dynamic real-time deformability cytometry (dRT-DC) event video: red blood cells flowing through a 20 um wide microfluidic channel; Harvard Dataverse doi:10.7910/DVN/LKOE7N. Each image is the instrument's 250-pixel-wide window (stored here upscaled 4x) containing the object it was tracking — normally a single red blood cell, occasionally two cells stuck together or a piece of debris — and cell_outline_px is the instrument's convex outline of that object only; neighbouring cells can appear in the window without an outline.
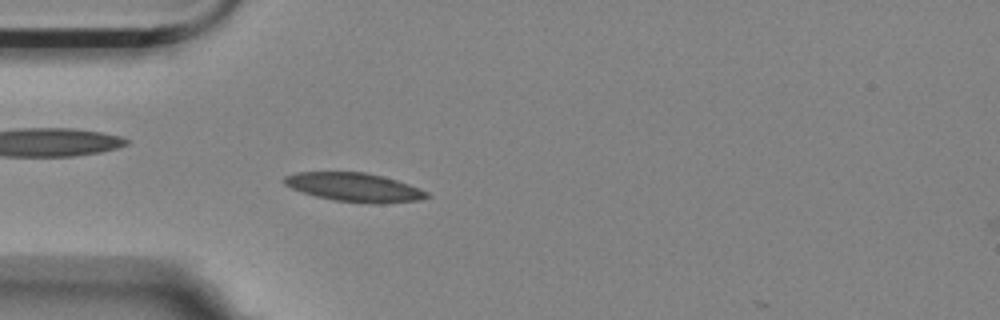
{"species": "Egyptian fruit bat (a non-hibernating species)", "species_latin": "Rousettus aegyptiacus", "temperature_condition": "room temperature", "stored_images_in_passage": 4, "camera_frame_rate_fps": 3000, "um_per_image_px": 0.085, "animal": {"sex": "female"}, "frame": {"image": 1, "passage_image": 4, "time_ms": 1.0, "image_size_px": [1000, 320], "cell_outline_px": [[428, 196], [416, 200], [380, 204], [376, 204], [336, 200], [316, 196], [292, 188], [284, 184], [284, 176], [296, 172], [364, 172], [384, 176], [408, 184], [428, 192]], "centroid_in_image_um": [30.1, 15.91], "position_along_channel_um": 54.9, "area_um2": 23.52}}